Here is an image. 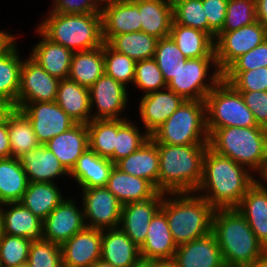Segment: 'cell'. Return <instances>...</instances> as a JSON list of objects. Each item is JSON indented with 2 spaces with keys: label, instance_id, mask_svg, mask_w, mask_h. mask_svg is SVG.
<instances>
[{
  "label": "cell",
  "instance_id": "6da1fadb",
  "mask_svg": "<svg viewBox=\"0 0 267 267\" xmlns=\"http://www.w3.org/2000/svg\"><path fill=\"white\" fill-rule=\"evenodd\" d=\"M247 169L208 147L203 161L202 180L195 193L205 191L201 196L215 209L236 208L257 180Z\"/></svg>",
  "mask_w": 267,
  "mask_h": 267
},
{
  "label": "cell",
  "instance_id": "7a4b0ae2",
  "mask_svg": "<svg viewBox=\"0 0 267 267\" xmlns=\"http://www.w3.org/2000/svg\"><path fill=\"white\" fill-rule=\"evenodd\" d=\"M209 144L168 145L157 143L159 153L158 191L195 192L203 176V161Z\"/></svg>",
  "mask_w": 267,
  "mask_h": 267
},
{
  "label": "cell",
  "instance_id": "3957f363",
  "mask_svg": "<svg viewBox=\"0 0 267 267\" xmlns=\"http://www.w3.org/2000/svg\"><path fill=\"white\" fill-rule=\"evenodd\" d=\"M212 232L226 267H242L267 255V250L236 208L215 209Z\"/></svg>",
  "mask_w": 267,
  "mask_h": 267
},
{
  "label": "cell",
  "instance_id": "277c9868",
  "mask_svg": "<svg viewBox=\"0 0 267 267\" xmlns=\"http://www.w3.org/2000/svg\"><path fill=\"white\" fill-rule=\"evenodd\" d=\"M165 195L167 193H164L160 209L166 215L177 246L212 232L215 208L203 196H193V192L169 193L174 197L170 199Z\"/></svg>",
  "mask_w": 267,
  "mask_h": 267
},
{
  "label": "cell",
  "instance_id": "5b68a950",
  "mask_svg": "<svg viewBox=\"0 0 267 267\" xmlns=\"http://www.w3.org/2000/svg\"><path fill=\"white\" fill-rule=\"evenodd\" d=\"M209 147L262 176L267 168V129L264 127L207 128ZM248 166V167H246Z\"/></svg>",
  "mask_w": 267,
  "mask_h": 267
},
{
  "label": "cell",
  "instance_id": "8992f818",
  "mask_svg": "<svg viewBox=\"0 0 267 267\" xmlns=\"http://www.w3.org/2000/svg\"><path fill=\"white\" fill-rule=\"evenodd\" d=\"M49 41L73 52L91 50L103 46L101 13L63 14L49 12L38 26Z\"/></svg>",
  "mask_w": 267,
  "mask_h": 267
},
{
  "label": "cell",
  "instance_id": "52a82bcc",
  "mask_svg": "<svg viewBox=\"0 0 267 267\" xmlns=\"http://www.w3.org/2000/svg\"><path fill=\"white\" fill-rule=\"evenodd\" d=\"M150 137L168 145L209 144L205 101L185 100Z\"/></svg>",
  "mask_w": 267,
  "mask_h": 267
},
{
  "label": "cell",
  "instance_id": "ba28073f",
  "mask_svg": "<svg viewBox=\"0 0 267 267\" xmlns=\"http://www.w3.org/2000/svg\"><path fill=\"white\" fill-rule=\"evenodd\" d=\"M207 128L261 127L240 92L221 79L205 98Z\"/></svg>",
  "mask_w": 267,
  "mask_h": 267
},
{
  "label": "cell",
  "instance_id": "9c48e42d",
  "mask_svg": "<svg viewBox=\"0 0 267 267\" xmlns=\"http://www.w3.org/2000/svg\"><path fill=\"white\" fill-rule=\"evenodd\" d=\"M210 67H215V70L208 76ZM207 76L209 82L206 83ZM221 79L222 73L218 69L216 57L180 59L174 78L167 87L185 100L205 101L208 93Z\"/></svg>",
  "mask_w": 267,
  "mask_h": 267
},
{
  "label": "cell",
  "instance_id": "30bf717a",
  "mask_svg": "<svg viewBox=\"0 0 267 267\" xmlns=\"http://www.w3.org/2000/svg\"><path fill=\"white\" fill-rule=\"evenodd\" d=\"M267 39V28L258 20L230 32H220L214 41L218 69L223 73L237 58Z\"/></svg>",
  "mask_w": 267,
  "mask_h": 267
},
{
  "label": "cell",
  "instance_id": "8fae6325",
  "mask_svg": "<svg viewBox=\"0 0 267 267\" xmlns=\"http://www.w3.org/2000/svg\"><path fill=\"white\" fill-rule=\"evenodd\" d=\"M30 120L38 142L45 145L53 137L64 133L76 122L55 102L16 103Z\"/></svg>",
  "mask_w": 267,
  "mask_h": 267
},
{
  "label": "cell",
  "instance_id": "7c38bea8",
  "mask_svg": "<svg viewBox=\"0 0 267 267\" xmlns=\"http://www.w3.org/2000/svg\"><path fill=\"white\" fill-rule=\"evenodd\" d=\"M81 192L86 227L100 230L119 227L123 205L107 187L87 188Z\"/></svg>",
  "mask_w": 267,
  "mask_h": 267
},
{
  "label": "cell",
  "instance_id": "4fadbf2b",
  "mask_svg": "<svg viewBox=\"0 0 267 267\" xmlns=\"http://www.w3.org/2000/svg\"><path fill=\"white\" fill-rule=\"evenodd\" d=\"M59 82L30 56L22 62L16 103L56 101Z\"/></svg>",
  "mask_w": 267,
  "mask_h": 267
},
{
  "label": "cell",
  "instance_id": "5bb4252c",
  "mask_svg": "<svg viewBox=\"0 0 267 267\" xmlns=\"http://www.w3.org/2000/svg\"><path fill=\"white\" fill-rule=\"evenodd\" d=\"M126 87L105 73L98 78L89 88L91 111L95 106L98 112L92 120L126 119L120 116L128 105Z\"/></svg>",
  "mask_w": 267,
  "mask_h": 267
},
{
  "label": "cell",
  "instance_id": "9a60e30c",
  "mask_svg": "<svg viewBox=\"0 0 267 267\" xmlns=\"http://www.w3.org/2000/svg\"><path fill=\"white\" fill-rule=\"evenodd\" d=\"M74 199H64L44 220L42 238L62 245L86 227L83 210Z\"/></svg>",
  "mask_w": 267,
  "mask_h": 267
},
{
  "label": "cell",
  "instance_id": "2e32d148",
  "mask_svg": "<svg viewBox=\"0 0 267 267\" xmlns=\"http://www.w3.org/2000/svg\"><path fill=\"white\" fill-rule=\"evenodd\" d=\"M102 230L85 227L61 247L63 267H91L101 259Z\"/></svg>",
  "mask_w": 267,
  "mask_h": 267
},
{
  "label": "cell",
  "instance_id": "e0dca14e",
  "mask_svg": "<svg viewBox=\"0 0 267 267\" xmlns=\"http://www.w3.org/2000/svg\"><path fill=\"white\" fill-rule=\"evenodd\" d=\"M164 193L144 201L128 203L122 206L119 227L140 248L145 240L149 223L160 209Z\"/></svg>",
  "mask_w": 267,
  "mask_h": 267
},
{
  "label": "cell",
  "instance_id": "ac0fdd59",
  "mask_svg": "<svg viewBox=\"0 0 267 267\" xmlns=\"http://www.w3.org/2000/svg\"><path fill=\"white\" fill-rule=\"evenodd\" d=\"M144 94L139 105V114L145 132L150 136L181 106L185 99L170 90Z\"/></svg>",
  "mask_w": 267,
  "mask_h": 267
},
{
  "label": "cell",
  "instance_id": "d6986e66",
  "mask_svg": "<svg viewBox=\"0 0 267 267\" xmlns=\"http://www.w3.org/2000/svg\"><path fill=\"white\" fill-rule=\"evenodd\" d=\"M174 259L179 267H226L213 232L179 245Z\"/></svg>",
  "mask_w": 267,
  "mask_h": 267
},
{
  "label": "cell",
  "instance_id": "ffe728a7",
  "mask_svg": "<svg viewBox=\"0 0 267 267\" xmlns=\"http://www.w3.org/2000/svg\"><path fill=\"white\" fill-rule=\"evenodd\" d=\"M102 35L109 42L115 35L141 31L140 12L133 2L103 1Z\"/></svg>",
  "mask_w": 267,
  "mask_h": 267
},
{
  "label": "cell",
  "instance_id": "44dd1931",
  "mask_svg": "<svg viewBox=\"0 0 267 267\" xmlns=\"http://www.w3.org/2000/svg\"><path fill=\"white\" fill-rule=\"evenodd\" d=\"M236 209L246 219L256 238L267 250V185L256 180Z\"/></svg>",
  "mask_w": 267,
  "mask_h": 267
},
{
  "label": "cell",
  "instance_id": "7402d4cb",
  "mask_svg": "<svg viewBox=\"0 0 267 267\" xmlns=\"http://www.w3.org/2000/svg\"><path fill=\"white\" fill-rule=\"evenodd\" d=\"M177 245L165 213L159 209L152 217L144 244L139 248L142 261L174 258Z\"/></svg>",
  "mask_w": 267,
  "mask_h": 267
},
{
  "label": "cell",
  "instance_id": "603a6c76",
  "mask_svg": "<svg viewBox=\"0 0 267 267\" xmlns=\"http://www.w3.org/2000/svg\"><path fill=\"white\" fill-rule=\"evenodd\" d=\"M45 146L70 173L78 158L89 147L87 124L76 123L64 133L50 139Z\"/></svg>",
  "mask_w": 267,
  "mask_h": 267
},
{
  "label": "cell",
  "instance_id": "cb8c5ba5",
  "mask_svg": "<svg viewBox=\"0 0 267 267\" xmlns=\"http://www.w3.org/2000/svg\"><path fill=\"white\" fill-rule=\"evenodd\" d=\"M101 259L114 267H133L141 256L139 247L117 227L102 230Z\"/></svg>",
  "mask_w": 267,
  "mask_h": 267
},
{
  "label": "cell",
  "instance_id": "d4e9b609",
  "mask_svg": "<svg viewBox=\"0 0 267 267\" xmlns=\"http://www.w3.org/2000/svg\"><path fill=\"white\" fill-rule=\"evenodd\" d=\"M19 160L29 182L54 183V178L69 175L58 158L45 145L24 153Z\"/></svg>",
  "mask_w": 267,
  "mask_h": 267
},
{
  "label": "cell",
  "instance_id": "484cf974",
  "mask_svg": "<svg viewBox=\"0 0 267 267\" xmlns=\"http://www.w3.org/2000/svg\"><path fill=\"white\" fill-rule=\"evenodd\" d=\"M122 205L155 197L159 191L148 180L123 172L115 165L106 184Z\"/></svg>",
  "mask_w": 267,
  "mask_h": 267
},
{
  "label": "cell",
  "instance_id": "4316f807",
  "mask_svg": "<svg viewBox=\"0 0 267 267\" xmlns=\"http://www.w3.org/2000/svg\"><path fill=\"white\" fill-rule=\"evenodd\" d=\"M114 165L108 158L100 157L88 147L78 158L69 175L82 189L106 187Z\"/></svg>",
  "mask_w": 267,
  "mask_h": 267
},
{
  "label": "cell",
  "instance_id": "83f0119b",
  "mask_svg": "<svg viewBox=\"0 0 267 267\" xmlns=\"http://www.w3.org/2000/svg\"><path fill=\"white\" fill-rule=\"evenodd\" d=\"M127 174L146 179L158 189L159 153L157 143L150 137L138 150L115 163Z\"/></svg>",
  "mask_w": 267,
  "mask_h": 267
},
{
  "label": "cell",
  "instance_id": "f1b7e54d",
  "mask_svg": "<svg viewBox=\"0 0 267 267\" xmlns=\"http://www.w3.org/2000/svg\"><path fill=\"white\" fill-rule=\"evenodd\" d=\"M141 31L157 39L168 37L173 21L172 0H137Z\"/></svg>",
  "mask_w": 267,
  "mask_h": 267
},
{
  "label": "cell",
  "instance_id": "f546056e",
  "mask_svg": "<svg viewBox=\"0 0 267 267\" xmlns=\"http://www.w3.org/2000/svg\"><path fill=\"white\" fill-rule=\"evenodd\" d=\"M76 123L92 120L89 88L66 78L60 80L55 101Z\"/></svg>",
  "mask_w": 267,
  "mask_h": 267
},
{
  "label": "cell",
  "instance_id": "4dcf8cb0",
  "mask_svg": "<svg viewBox=\"0 0 267 267\" xmlns=\"http://www.w3.org/2000/svg\"><path fill=\"white\" fill-rule=\"evenodd\" d=\"M38 34L42 39L32 48L31 57L51 76L60 80L68 78L74 52L49 41L39 31Z\"/></svg>",
  "mask_w": 267,
  "mask_h": 267
},
{
  "label": "cell",
  "instance_id": "1f68e13d",
  "mask_svg": "<svg viewBox=\"0 0 267 267\" xmlns=\"http://www.w3.org/2000/svg\"><path fill=\"white\" fill-rule=\"evenodd\" d=\"M9 209L2 210L4 234L20 236L30 240L42 238L43 220L35 216L20 202L5 203Z\"/></svg>",
  "mask_w": 267,
  "mask_h": 267
},
{
  "label": "cell",
  "instance_id": "d6a6232c",
  "mask_svg": "<svg viewBox=\"0 0 267 267\" xmlns=\"http://www.w3.org/2000/svg\"><path fill=\"white\" fill-rule=\"evenodd\" d=\"M15 37L0 51V98L16 108L23 60L18 56Z\"/></svg>",
  "mask_w": 267,
  "mask_h": 267
},
{
  "label": "cell",
  "instance_id": "836d02e7",
  "mask_svg": "<svg viewBox=\"0 0 267 267\" xmlns=\"http://www.w3.org/2000/svg\"><path fill=\"white\" fill-rule=\"evenodd\" d=\"M169 36L187 59L215 57L214 40L203 31L182 26L173 20Z\"/></svg>",
  "mask_w": 267,
  "mask_h": 267
},
{
  "label": "cell",
  "instance_id": "e575fe53",
  "mask_svg": "<svg viewBox=\"0 0 267 267\" xmlns=\"http://www.w3.org/2000/svg\"><path fill=\"white\" fill-rule=\"evenodd\" d=\"M55 183L29 182L20 203L44 220L65 198Z\"/></svg>",
  "mask_w": 267,
  "mask_h": 267
},
{
  "label": "cell",
  "instance_id": "d590c367",
  "mask_svg": "<svg viewBox=\"0 0 267 267\" xmlns=\"http://www.w3.org/2000/svg\"><path fill=\"white\" fill-rule=\"evenodd\" d=\"M28 183L19 158L0 159V204L20 202Z\"/></svg>",
  "mask_w": 267,
  "mask_h": 267
},
{
  "label": "cell",
  "instance_id": "8d00e7d4",
  "mask_svg": "<svg viewBox=\"0 0 267 267\" xmlns=\"http://www.w3.org/2000/svg\"><path fill=\"white\" fill-rule=\"evenodd\" d=\"M103 74V46L73 53L69 79L90 88Z\"/></svg>",
  "mask_w": 267,
  "mask_h": 267
},
{
  "label": "cell",
  "instance_id": "74e56055",
  "mask_svg": "<svg viewBox=\"0 0 267 267\" xmlns=\"http://www.w3.org/2000/svg\"><path fill=\"white\" fill-rule=\"evenodd\" d=\"M7 129L11 147V157L19 158L24 153L38 148V142L30 120L24 113L14 108L7 115Z\"/></svg>",
  "mask_w": 267,
  "mask_h": 267
},
{
  "label": "cell",
  "instance_id": "f35d334b",
  "mask_svg": "<svg viewBox=\"0 0 267 267\" xmlns=\"http://www.w3.org/2000/svg\"><path fill=\"white\" fill-rule=\"evenodd\" d=\"M158 39L143 31L115 35L108 44L135 61L152 59Z\"/></svg>",
  "mask_w": 267,
  "mask_h": 267
},
{
  "label": "cell",
  "instance_id": "ab89813d",
  "mask_svg": "<svg viewBox=\"0 0 267 267\" xmlns=\"http://www.w3.org/2000/svg\"><path fill=\"white\" fill-rule=\"evenodd\" d=\"M87 127L89 148L114 163L118 119L91 120Z\"/></svg>",
  "mask_w": 267,
  "mask_h": 267
},
{
  "label": "cell",
  "instance_id": "60d3db41",
  "mask_svg": "<svg viewBox=\"0 0 267 267\" xmlns=\"http://www.w3.org/2000/svg\"><path fill=\"white\" fill-rule=\"evenodd\" d=\"M149 139L150 135L146 132L141 134L138 126L127 120V117L126 119H118L114 164L138 150Z\"/></svg>",
  "mask_w": 267,
  "mask_h": 267
},
{
  "label": "cell",
  "instance_id": "b9f144b4",
  "mask_svg": "<svg viewBox=\"0 0 267 267\" xmlns=\"http://www.w3.org/2000/svg\"><path fill=\"white\" fill-rule=\"evenodd\" d=\"M104 73L115 81L122 83H133L135 76L136 61L127 55L117 52L107 42L103 44Z\"/></svg>",
  "mask_w": 267,
  "mask_h": 267
},
{
  "label": "cell",
  "instance_id": "7bdbcfd3",
  "mask_svg": "<svg viewBox=\"0 0 267 267\" xmlns=\"http://www.w3.org/2000/svg\"><path fill=\"white\" fill-rule=\"evenodd\" d=\"M173 20L208 34V19L202 0H172Z\"/></svg>",
  "mask_w": 267,
  "mask_h": 267
},
{
  "label": "cell",
  "instance_id": "ee69618b",
  "mask_svg": "<svg viewBox=\"0 0 267 267\" xmlns=\"http://www.w3.org/2000/svg\"><path fill=\"white\" fill-rule=\"evenodd\" d=\"M256 21V0H229L221 32H230Z\"/></svg>",
  "mask_w": 267,
  "mask_h": 267
},
{
  "label": "cell",
  "instance_id": "f6af8a7d",
  "mask_svg": "<svg viewBox=\"0 0 267 267\" xmlns=\"http://www.w3.org/2000/svg\"><path fill=\"white\" fill-rule=\"evenodd\" d=\"M153 59L158 64L164 80L168 84L175 75L180 59H187L179 50L173 39L168 36L158 39Z\"/></svg>",
  "mask_w": 267,
  "mask_h": 267
},
{
  "label": "cell",
  "instance_id": "bcb514c9",
  "mask_svg": "<svg viewBox=\"0 0 267 267\" xmlns=\"http://www.w3.org/2000/svg\"><path fill=\"white\" fill-rule=\"evenodd\" d=\"M32 240L3 234L0 238V260L3 267H14L28 260Z\"/></svg>",
  "mask_w": 267,
  "mask_h": 267
},
{
  "label": "cell",
  "instance_id": "7dc6e473",
  "mask_svg": "<svg viewBox=\"0 0 267 267\" xmlns=\"http://www.w3.org/2000/svg\"><path fill=\"white\" fill-rule=\"evenodd\" d=\"M133 84L143 90L144 94L167 87L163 74L153 58L136 61Z\"/></svg>",
  "mask_w": 267,
  "mask_h": 267
},
{
  "label": "cell",
  "instance_id": "c3c4849f",
  "mask_svg": "<svg viewBox=\"0 0 267 267\" xmlns=\"http://www.w3.org/2000/svg\"><path fill=\"white\" fill-rule=\"evenodd\" d=\"M27 263L30 267H63L60 245L43 238L33 240Z\"/></svg>",
  "mask_w": 267,
  "mask_h": 267
},
{
  "label": "cell",
  "instance_id": "681fc988",
  "mask_svg": "<svg viewBox=\"0 0 267 267\" xmlns=\"http://www.w3.org/2000/svg\"><path fill=\"white\" fill-rule=\"evenodd\" d=\"M222 79L236 91H267V67L242 72H223Z\"/></svg>",
  "mask_w": 267,
  "mask_h": 267
},
{
  "label": "cell",
  "instance_id": "f907efd6",
  "mask_svg": "<svg viewBox=\"0 0 267 267\" xmlns=\"http://www.w3.org/2000/svg\"><path fill=\"white\" fill-rule=\"evenodd\" d=\"M267 67V39L237 58L224 72H242Z\"/></svg>",
  "mask_w": 267,
  "mask_h": 267
},
{
  "label": "cell",
  "instance_id": "816d5d0a",
  "mask_svg": "<svg viewBox=\"0 0 267 267\" xmlns=\"http://www.w3.org/2000/svg\"><path fill=\"white\" fill-rule=\"evenodd\" d=\"M229 0H202L208 19V35L215 41L225 22L226 9Z\"/></svg>",
  "mask_w": 267,
  "mask_h": 267
},
{
  "label": "cell",
  "instance_id": "f5cc1de1",
  "mask_svg": "<svg viewBox=\"0 0 267 267\" xmlns=\"http://www.w3.org/2000/svg\"><path fill=\"white\" fill-rule=\"evenodd\" d=\"M54 6L50 10L55 13L63 14H88L100 13L103 0H53Z\"/></svg>",
  "mask_w": 267,
  "mask_h": 267
},
{
  "label": "cell",
  "instance_id": "db71d44e",
  "mask_svg": "<svg viewBox=\"0 0 267 267\" xmlns=\"http://www.w3.org/2000/svg\"><path fill=\"white\" fill-rule=\"evenodd\" d=\"M258 126L267 129V91H238Z\"/></svg>",
  "mask_w": 267,
  "mask_h": 267
},
{
  "label": "cell",
  "instance_id": "11a10c76",
  "mask_svg": "<svg viewBox=\"0 0 267 267\" xmlns=\"http://www.w3.org/2000/svg\"><path fill=\"white\" fill-rule=\"evenodd\" d=\"M11 157V147L7 129V117L0 124V159Z\"/></svg>",
  "mask_w": 267,
  "mask_h": 267
},
{
  "label": "cell",
  "instance_id": "9f6ffc18",
  "mask_svg": "<svg viewBox=\"0 0 267 267\" xmlns=\"http://www.w3.org/2000/svg\"><path fill=\"white\" fill-rule=\"evenodd\" d=\"M256 18L267 28V0H256Z\"/></svg>",
  "mask_w": 267,
  "mask_h": 267
},
{
  "label": "cell",
  "instance_id": "6f0895ef",
  "mask_svg": "<svg viewBox=\"0 0 267 267\" xmlns=\"http://www.w3.org/2000/svg\"><path fill=\"white\" fill-rule=\"evenodd\" d=\"M150 267H179L174 258L150 260Z\"/></svg>",
  "mask_w": 267,
  "mask_h": 267
},
{
  "label": "cell",
  "instance_id": "680465c9",
  "mask_svg": "<svg viewBox=\"0 0 267 267\" xmlns=\"http://www.w3.org/2000/svg\"><path fill=\"white\" fill-rule=\"evenodd\" d=\"M14 109L8 101L0 98V124L6 119L7 115Z\"/></svg>",
  "mask_w": 267,
  "mask_h": 267
},
{
  "label": "cell",
  "instance_id": "91938a15",
  "mask_svg": "<svg viewBox=\"0 0 267 267\" xmlns=\"http://www.w3.org/2000/svg\"><path fill=\"white\" fill-rule=\"evenodd\" d=\"M14 38L11 33L0 31V51Z\"/></svg>",
  "mask_w": 267,
  "mask_h": 267
},
{
  "label": "cell",
  "instance_id": "94428289",
  "mask_svg": "<svg viewBox=\"0 0 267 267\" xmlns=\"http://www.w3.org/2000/svg\"><path fill=\"white\" fill-rule=\"evenodd\" d=\"M242 267H267V255L258 261L251 262L250 264Z\"/></svg>",
  "mask_w": 267,
  "mask_h": 267
},
{
  "label": "cell",
  "instance_id": "6125c7cd",
  "mask_svg": "<svg viewBox=\"0 0 267 267\" xmlns=\"http://www.w3.org/2000/svg\"><path fill=\"white\" fill-rule=\"evenodd\" d=\"M91 267H114V266L102 259H99Z\"/></svg>",
  "mask_w": 267,
  "mask_h": 267
},
{
  "label": "cell",
  "instance_id": "be15d7a7",
  "mask_svg": "<svg viewBox=\"0 0 267 267\" xmlns=\"http://www.w3.org/2000/svg\"><path fill=\"white\" fill-rule=\"evenodd\" d=\"M3 204H0V238L2 237V235L4 234L3 232V218H2V210H3Z\"/></svg>",
  "mask_w": 267,
  "mask_h": 267
},
{
  "label": "cell",
  "instance_id": "e7e4bbea",
  "mask_svg": "<svg viewBox=\"0 0 267 267\" xmlns=\"http://www.w3.org/2000/svg\"><path fill=\"white\" fill-rule=\"evenodd\" d=\"M133 267H150V261H140L138 264H136Z\"/></svg>",
  "mask_w": 267,
  "mask_h": 267
},
{
  "label": "cell",
  "instance_id": "03108f58",
  "mask_svg": "<svg viewBox=\"0 0 267 267\" xmlns=\"http://www.w3.org/2000/svg\"><path fill=\"white\" fill-rule=\"evenodd\" d=\"M103 1H109V2H134L137 0H103Z\"/></svg>",
  "mask_w": 267,
  "mask_h": 267
},
{
  "label": "cell",
  "instance_id": "003e7915",
  "mask_svg": "<svg viewBox=\"0 0 267 267\" xmlns=\"http://www.w3.org/2000/svg\"><path fill=\"white\" fill-rule=\"evenodd\" d=\"M261 178H262V180H264L265 181V183L267 184V168H266V170H265V172L263 173V175L262 176H260Z\"/></svg>",
  "mask_w": 267,
  "mask_h": 267
},
{
  "label": "cell",
  "instance_id": "a7ac6f4b",
  "mask_svg": "<svg viewBox=\"0 0 267 267\" xmlns=\"http://www.w3.org/2000/svg\"><path fill=\"white\" fill-rule=\"evenodd\" d=\"M14 267H30V266H29V264L26 262V263H23V264L14 266Z\"/></svg>",
  "mask_w": 267,
  "mask_h": 267
}]
</instances>
